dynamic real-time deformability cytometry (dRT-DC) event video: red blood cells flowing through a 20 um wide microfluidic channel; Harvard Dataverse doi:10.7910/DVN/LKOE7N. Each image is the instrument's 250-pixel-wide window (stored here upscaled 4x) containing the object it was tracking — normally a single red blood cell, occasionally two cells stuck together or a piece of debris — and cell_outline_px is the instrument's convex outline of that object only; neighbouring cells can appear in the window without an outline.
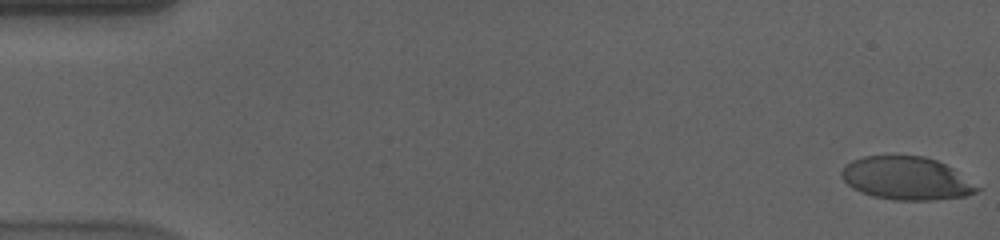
{"species": "human", "species_latin": "Homo sapiens", "temperature_condition": "cold", "stored_images_in_passage": 58, "camera_frame_rate_fps": 3000, "um_per_image_px": 0.085, "donor": {"sex": "male"}, "frame": {"image": 1, "passage_image": 1, "time_ms": 0.0, "image_size_px": [1000, 240], "cell_outline_px": [[980, 188], [976, 192], [968, 196], [932, 200], [892, 200], [872, 196], [860, 192], [852, 188], [840, 176], [840, 172], [852, 160], [864, 156], [924, 156], [936, 160], [952, 168]], "centroid_in_image_um": [77.02, 15.17], "position_along_channel_um": 8.0, "area_um2": 33.81}}
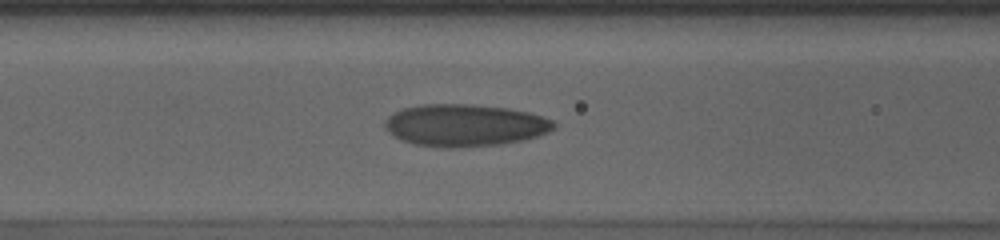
{"frame": {"image": 2, "passage_image": 24, "time_ms": 7.667, "image_size_px": [1000, 240], "cell_outline_px": [[556, 128], [548, 132], [524, 140], [500, 144], [460, 148], [444, 148], [412, 144], [400, 140], [388, 132], [384, 128], [384, 124], [388, 116], [404, 108], [424, 104], [472, 104], [508, 108], [528, 112], [552, 120], [556, 124]], "centroid_in_image_um": [39.49, 10.66], "position_along_channel_um": 127.1, "area_um2": 41.73}}
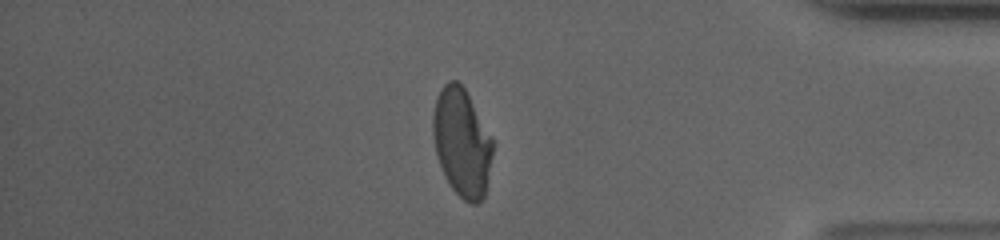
{"frame": {"image": 3, "passage_image": 49, "time_ms": 16.0, "image_size_px": [1000, 240], "cell_outline_px": [[492, 156], [484, 196], [476, 204], [472, 204], [464, 200], [452, 188], [444, 176], [436, 152], [432, 136], [432, 116], [436, 100], [444, 84], [448, 80], [456, 80], [464, 88], [492, 136]], "centroid_in_image_um": [39.24, 12.1], "position_along_channel_um": 396.0, "area_um2": 37.34}, "authors_computed_cell_mechanics": {"area_um2": 38.3792, "velocity_mm_per_s": 3.5798, "shape_relaxation_time_tau1_ms": 5.0817, "shape_relaxation_time_tau2_ms": 1.3638, "deformation_change_tau1": 0.1917, "deformation_change_tau2": 0.0665}}